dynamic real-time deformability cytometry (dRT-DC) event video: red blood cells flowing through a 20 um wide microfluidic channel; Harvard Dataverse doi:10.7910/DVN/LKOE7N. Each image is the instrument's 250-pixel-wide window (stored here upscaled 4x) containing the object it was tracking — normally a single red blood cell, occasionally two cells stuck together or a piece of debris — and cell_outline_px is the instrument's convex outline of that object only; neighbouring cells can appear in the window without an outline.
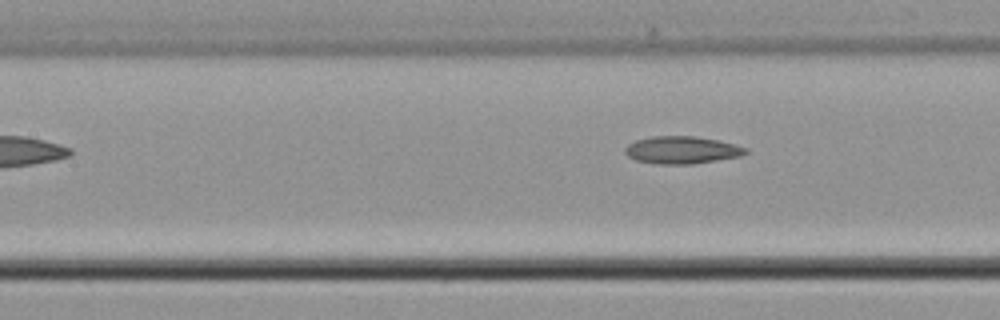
{"species": "common noctule bat (a hibernating species)", "species_latin": "Nyctalus noctula", "temperature_condition": "cold", "stored_images_in_passage": 9, "camera_frame_rate_fps": 3000, "um_per_image_px": 0.085, "animal": {"sex": "male", "body_mass_g": 21.5, "forearm_length_mm": 52.0}, "frame": {"image": 1, "passage_image": 9, "time_ms": 9.667, "image_size_px": [1000, 320], "cell_outline_px": [[748, 152], [740, 156], [692, 164], [656, 164], [636, 160], [628, 156], [624, 152], [624, 148], [628, 144], [636, 140], [652, 136], [696, 136], [720, 140], [736, 144], [748, 148]], "centroid_in_image_um": [57.97, 12.74], "position_along_channel_um": 149.4, "area_um2": 19.42}}